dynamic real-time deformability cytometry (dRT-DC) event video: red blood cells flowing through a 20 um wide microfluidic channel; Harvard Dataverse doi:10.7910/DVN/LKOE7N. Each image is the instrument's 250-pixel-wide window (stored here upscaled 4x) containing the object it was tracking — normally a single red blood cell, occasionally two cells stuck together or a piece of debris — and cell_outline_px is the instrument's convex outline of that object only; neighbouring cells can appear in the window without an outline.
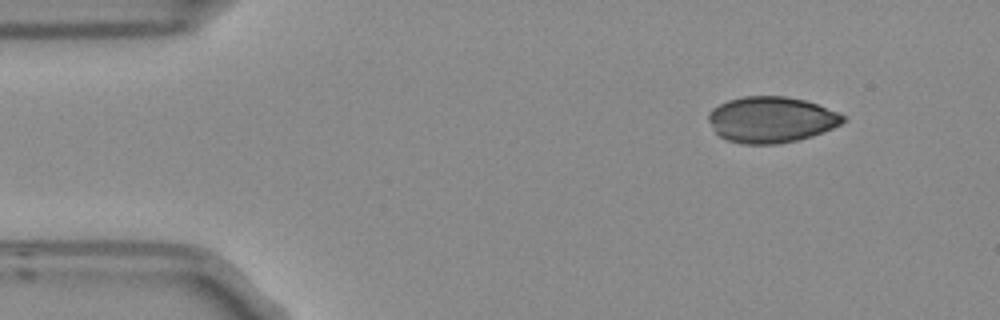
{"species": "Egyptian fruit bat (a non-hibernating species)", "species_latin": "Rousettus aegyptiacus", "temperature_condition": "room temperature", "stored_images_in_passage": 7, "camera_frame_rate_fps": 3000, "um_per_image_px": 0.085, "frame": {"image": 1, "passage_image": 1, "time_ms": 0.0, "image_size_px": [1000, 320], "cell_outline_px": [[844, 120], [840, 124], [832, 128], [812, 136], [800, 140], [780, 144], [744, 144], [728, 140], [720, 136], [716, 132], [708, 120], [708, 112], [712, 108], [728, 100], [744, 96], [784, 96], [804, 100], [816, 104], [836, 112], [844, 116]], "centroid_in_image_um": [65.52, 10.17], "position_along_channel_um": 19.5, "area_um2": 35.89}}